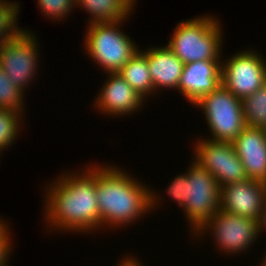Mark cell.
<instances>
[{
  "instance_id": "obj_9",
  "label": "cell",
  "mask_w": 266,
  "mask_h": 266,
  "mask_svg": "<svg viewBox=\"0 0 266 266\" xmlns=\"http://www.w3.org/2000/svg\"><path fill=\"white\" fill-rule=\"evenodd\" d=\"M194 148L192 160L207 169L216 178L219 187L248 179L232 143L200 138Z\"/></svg>"
},
{
  "instance_id": "obj_32",
  "label": "cell",
  "mask_w": 266,
  "mask_h": 266,
  "mask_svg": "<svg viewBox=\"0 0 266 266\" xmlns=\"http://www.w3.org/2000/svg\"><path fill=\"white\" fill-rule=\"evenodd\" d=\"M266 136V125L264 127H262Z\"/></svg>"
},
{
  "instance_id": "obj_14",
  "label": "cell",
  "mask_w": 266,
  "mask_h": 266,
  "mask_svg": "<svg viewBox=\"0 0 266 266\" xmlns=\"http://www.w3.org/2000/svg\"><path fill=\"white\" fill-rule=\"evenodd\" d=\"M248 179L266 181V136L262 127L245 126L232 142Z\"/></svg>"
},
{
  "instance_id": "obj_20",
  "label": "cell",
  "mask_w": 266,
  "mask_h": 266,
  "mask_svg": "<svg viewBox=\"0 0 266 266\" xmlns=\"http://www.w3.org/2000/svg\"><path fill=\"white\" fill-rule=\"evenodd\" d=\"M23 95L24 91L12 83L0 64V108L25 113Z\"/></svg>"
},
{
  "instance_id": "obj_31",
  "label": "cell",
  "mask_w": 266,
  "mask_h": 266,
  "mask_svg": "<svg viewBox=\"0 0 266 266\" xmlns=\"http://www.w3.org/2000/svg\"><path fill=\"white\" fill-rule=\"evenodd\" d=\"M264 188H265V203H266V181L264 182Z\"/></svg>"
},
{
  "instance_id": "obj_17",
  "label": "cell",
  "mask_w": 266,
  "mask_h": 266,
  "mask_svg": "<svg viewBox=\"0 0 266 266\" xmlns=\"http://www.w3.org/2000/svg\"><path fill=\"white\" fill-rule=\"evenodd\" d=\"M118 73L145 100L155 92L144 50L139 49Z\"/></svg>"
},
{
  "instance_id": "obj_11",
  "label": "cell",
  "mask_w": 266,
  "mask_h": 266,
  "mask_svg": "<svg viewBox=\"0 0 266 266\" xmlns=\"http://www.w3.org/2000/svg\"><path fill=\"white\" fill-rule=\"evenodd\" d=\"M264 204V182L247 179L220 187V209L227 213L259 222Z\"/></svg>"
},
{
  "instance_id": "obj_8",
  "label": "cell",
  "mask_w": 266,
  "mask_h": 266,
  "mask_svg": "<svg viewBox=\"0 0 266 266\" xmlns=\"http://www.w3.org/2000/svg\"><path fill=\"white\" fill-rule=\"evenodd\" d=\"M249 50L230 56L221 68V84L241 100L266 84V60Z\"/></svg>"
},
{
  "instance_id": "obj_5",
  "label": "cell",
  "mask_w": 266,
  "mask_h": 266,
  "mask_svg": "<svg viewBox=\"0 0 266 266\" xmlns=\"http://www.w3.org/2000/svg\"><path fill=\"white\" fill-rule=\"evenodd\" d=\"M185 173L184 214L193 235L220 209V187L216 178L193 161Z\"/></svg>"
},
{
  "instance_id": "obj_3",
  "label": "cell",
  "mask_w": 266,
  "mask_h": 266,
  "mask_svg": "<svg viewBox=\"0 0 266 266\" xmlns=\"http://www.w3.org/2000/svg\"><path fill=\"white\" fill-rule=\"evenodd\" d=\"M222 26L207 15L179 22L167 46L184 63L222 61Z\"/></svg>"
},
{
  "instance_id": "obj_6",
  "label": "cell",
  "mask_w": 266,
  "mask_h": 266,
  "mask_svg": "<svg viewBox=\"0 0 266 266\" xmlns=\"http://www.w3.org/2000/svg\"><path fill=\"white\" fill-rule=\"evenodd\" d=\"M193 105L204 112L213 136L210 140L232 143L246 126L242 100L222 84Z\"/></svg>"
},
{
  "instance_id": "obj_21",
  "label": "cell",
  "mask_w": 266,
  "mask_h": 266,
  "mask_svg": "<svg viewBox=\"0 0 266 266\" xmlns=\"http://www.w3.org/2000/svg\"><path fill=\"white\" fill-rule=\"evenodd\" d=\"M22 112L0 108V152L13 144L19 134Z\"/></svg>"
},
{
  "instance_id": "obj_30",
  "label": "cell",
  "mask_w": 266,
  "mask_h": 266,
  "mask_svg": "<svg viewBox=\"0 0 266 266\" xmlns=\"http://www.w3.org/2000/svg\"><path fill=\"white\" fill-rule=\"evenodd\" d=\"M264 257L265 258H263L264 260L260 263V266H266V255Z\"/></svg>"
},
{
  "instance_id": "obj_28",
  "label": "cell",
  "mask_w": 266,
  "mask_h": 266,
  "mask_svg": "<svg viewBox=\"0 0 266 266\" xmlns=\"http://www.w3.org/2000/svg\"><path fill=\"white\" fill-rule=\"evenodd\" d=\"M132 9H134L135 7V2L137 0H124Z\"/></svg>"
},
{
  "instance_id": "obj_24",
  "label": "cell",
  "mask_w": 266,
  "mask_h": 266,
  "mask_svg": "<svg viewBox=\"0 0 266 266\" xmlns=\"http://www.w3.org/2000/svg\"><path fill=\"white\" fill-rule=\"evenodd\" d=\"M9 233L10 231L0 239V266H8L10 253L13 251L11 248V234Z\"/></svg>"
},
{
  "instance_id": "obj_15",
  "label": "cell",
  "mask_w": 266,
  "mask_h": 266,
  "mask_svg": "<svg viewBox=\"0 0 266 266\" xmlns=\"http://www.w3.org/2000/svg\"><path fill=\"white\" fill-rule=\"evenodd\" d=\"M144 52L154 90L160 88L177 90L184 63L166 45L155 48L152 46Z\"/></svg>"
},
{
  "instance_id": "obj_27",
  "label": "cell",
  "mask_w": 266,
  "mask_h": 266,
  "mask_svg": "<svg viewBox=\"0 0 266 266\" xmlns=\"http://www.w3.org/2000/svg\"><path fill=\"white\" fill-rule=\"evenodd\" d=\"M3 219H0V239H2L10 230V227L5 223L6 221H2Z\"/></svg>"
},
{
  "instance_id": "obj_18",
  "label": "cell",
  "mask_w": 266,
  "mask_h": 266,
  "mask_svg": "<svg viewBox=\"0 0 266 266\" xmlns=\"http://www.w3.org/2000/svg\"><path fill=\"white\" fill-rule=\"evenodd\" d=\"M244 119L247 126L266 125V84L256 92L242 99Z\"/></svg>"
},
{
  "instance_id": "obj_16",
  "label": "cell",
  "mask_w": 266,
  "mask_h": 266,
  "mask_svg": "<svg viewBox=\"0 0 266 266\" xmlns=\"http://www.w3.org/2000/svg\"><path fill=\"white\" fill-rule=\"evenodd\" d=\"M82 7L94 23L120 22L132 14L133 9L124 0H76V7Z\"/></svg>"
},
{
  "instance_id": "obj_25",
  "label": "cell",
  "mask_w": 266,
  "mask_h": 266,
  "mask_svg": "<svg viewBox=\"0 0 266 266\" xmlns=\"http://www.w3.org/2000/svg\"><path fill=\"white\" fill-rule=\"evenodd\" d=\"M132 257V258H131ZM122 260V261H121ZM120 260L119 266H142L141 262L137 260L134 256H125ZM139 261V262H138Z\"/></svg>"
},
{
  "instance_id": "obj_7",
  "label": "cell",
  "mask_w": 266,
  "mask_h": 266,
  "mask_svg": "<svg viewBox=\"0 0 266 266\" xmlns=\"http://www.w3.org/2000/svg\"><path fill=\"white\" fill-rule=\"evenodd\" d=\"M205 232L213 233L212 237L214 236L213 240L218 248L228 255L244 252L260 236L258 221L230 214L221 209L195 235L199 239L200 235L206 234Z\"/></svg>"
},
{
  "instance_id": "obj_4",
  "label": "cell",
  "mask_w": 266,
  "mask_h": 266,
  "mask_svg": "<svg viewBox=\"0 0 266 266\" xmlns=\"http://www.w3.org/2000/svg\"><path fill=\"white\" fill-rule=\"evenodd\" d=\"M123 22L125 20L87 26L84 49L105 73L119 72L139 50L135 42L119 27Z\"/></svg>"
},
{
  "instance_id": "obj_12",
  "label": "cell",
  "mask_w": 266,
  "mask_h": 266,
  "mask_svg": "<svg viewBox=\"0 0 266 266\" xmlns=\"http://www.w3.org/2000/svg\"><path fill=\"white\" fill-rule=\"evenodd\" d=\"M108 79L100 88L101 92L95 101L96 109H100L102 114L118 117L121 115L135 113L144 105L145 100L141 97L120 75L119 73H107Z\"/></svg>"
},
{
  "instance_id": "obj_10",
  "label": "cell",
  "mask_w": 266,
  "mask_h": 266,
  "mask_svg": "<svg viewBox=\"0 0 266 266\" xmlns=\"http://www.w3.org/2000/svg\"><path fill=\"white\" fill-rule=\"evenodd\" d=\"M32 34L33 32L25 29L19 36L0 48V64L3 71L12 83L23 91H26L24 89L31 83L39 67L37 64L39 63V44Z\"/></svg>"
},
{
  "instance_id": "obj_2",
  "label": "cell",
  "mask_w": 266,
  "mask_h": 266,
  "mask_svg": "<svg viewBox=\"0 0 266 266\" xmlns=\"http://www.w3.org/2000/svg\"><path fill=\"white\" fill-rule=\"evenodd\" d=\"M129 175L120 167L97 165L96 195L102 228L130 225L160 201L149 187Z\"/></svg>"
},
{
  "instance_id": "obj_19",
  "label": "cell",
  "mask_w": 266,
  "mask_h": 266,
  "mask_svg": "<svg viewBox=\"0 0 266 266\" xmlns=\"http://www.w3.org/2000/svg\"><path fill=\"white\" fill-rule=\"evenodd\" d=\"M19 8L16 1L0 6V48L24 31L17 23Z\"/></svg>"
},
{
  "instance_id": "obj_22",
  "label": "cell",
  "mask_w": 266,
  "mask_h": 266,
  "mask_svg": "<svg viewBox=\"0 0 266 266\" xmlns=\"http://www.w3.org/2000/svg\"><path fill=\"white\" fill-rule=\"evenodd\" d=\"M43 15H47L48 19L64 20L68 14L75 8L76 0H36ZM45 13V14H44ZM61 19V20H60Z\"/></svg>"
},
{
  "instance_id": "obj_1",
  "label": "cell",
  "mask_w": 266,
  "mask_h": 266,
  "mask_svg": "<svg viewBox=\"0 0 266 266\" xmlns=\"http://www.w3.org/2000/svg\"><path fill=\"white\" fill-rule=\"evenodd\" d=\"M84 172H66L58 176L45 190L46 222L50 230L90 233L101 230V219L96 195V166ZM75 173V174H73ZM56 228V229H55Z\"/></svg>"
},
{
  "instance_id": "obj_29",
  "label": "cell",
  "mask_w": 266,
  "mask_h": 266,
  "mask_svg": "<svg viewBox=\"0 0 266 266\" xmlns=\"http://www.w3.org/2000/svg\"><path fill=\"white\" fill-rule=\"evenodd\" d=\"M9 3H12V2H8V0L7 1L6 0H0V6L1 5H7Z\"/></svg>"
},
{
  "instance_id": "obj_26",
  "label": "cell",
  "mask_w": 266,
  "mask_h": 266,
  "mask_svg": "<svg viewBox=\"0 0 266 266\" xmlns=\"http://www.w3.org/2000/svg\"><path fill=\"white\" fill-rule=\"evenodd\" d=\"M258 225H259V233L264 231V229L266 230V203L264 204Z\"/></svg>"
},
{
  "instance_id": "obj_13",
  "label": "cell",
  "mask_w": 266,
  "mask_h": 266,
  "mask_svg": "<svg viewBox=\"0 0 266 266\" xmlns=\"http://www.w3.org/2000/svg\"><path fill=\"white\" fill-rule=\"evenodd\" d=\"M221 61L201 60L184 64L178 91L192 105L221 85Z\"/></svg>"
},
{
  "instance_id": "obj_23",
  "label": "cell",
  "mask_w": 266,
  "mask_h": 266,
  "mask_svg": "<svg viewBox=\"0 0 266 266\" xmlns=\"http://www.w3.org/2000/svg\"><path fill=\"white\" fill-rule=\"evenodd\" d=\"M166 191L182 207L185 204V173L176 176Z\"/></svg>"
}]
</instances>
